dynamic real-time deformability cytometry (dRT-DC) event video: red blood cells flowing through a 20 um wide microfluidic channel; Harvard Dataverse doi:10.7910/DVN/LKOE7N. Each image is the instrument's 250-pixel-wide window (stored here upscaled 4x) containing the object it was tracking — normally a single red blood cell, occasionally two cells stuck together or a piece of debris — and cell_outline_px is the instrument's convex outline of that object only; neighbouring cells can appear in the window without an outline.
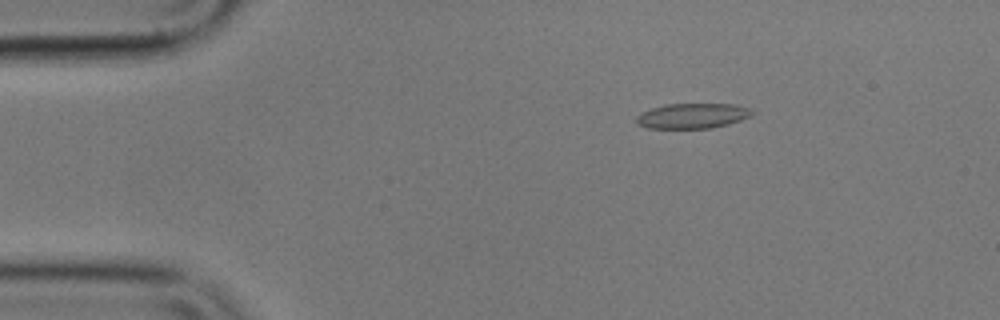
{"species": "common noctule bat (a hibernating species)", "species_latin": "Nyctalus noctula", "temperature_condition": "cold", "stored_images_in_passage": 52, "camera_frame_rate_fps": 3000, "um_per_image_px": 0.085, "animal": {"sex": "male", "body_mass_g": 17.9}, "frame": {"image": 1, "passage_image": 5, "time_ms": 1.333, "image_size_px": [1000, 320], "cell_outline_px": [[756, 112], [752, 116], [728, 124], [712, 128], [648, 128], [636, 124], [636, 116], [652, 108], [664, 104], [736, 104], [752, 108]], "centroid_in_image_um": [58.91, 9.84], "position_along_channel_um": 26.1, "area_um2": 17.11}}
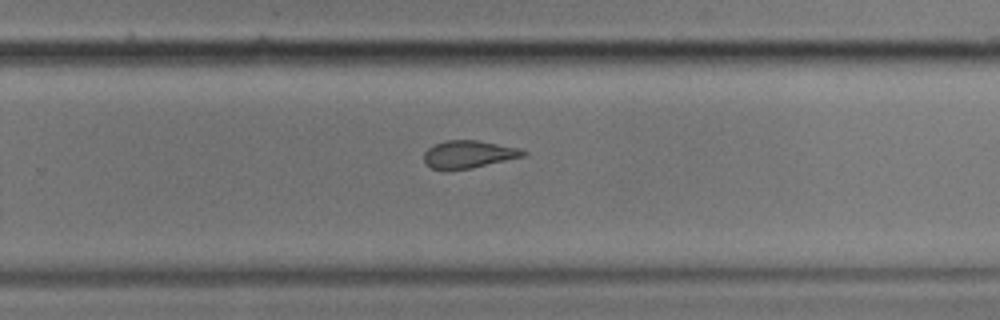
{"frame": {"image": 2, "passage_image": 32, "time_ms": 10.333, "image_size_px": [1000, 320], "cell_outline_px": [[528, 156], [472, 168], [444, 172], [432, 168], [424, 164], [424, 152], [428, 148], [444, 140], [476, 140], [520, 148], [528, 152]], "centroid_in_image_um": [39.83, 13.14], "position_along_channel_um": 290.0, "area_um2": 16.47}}
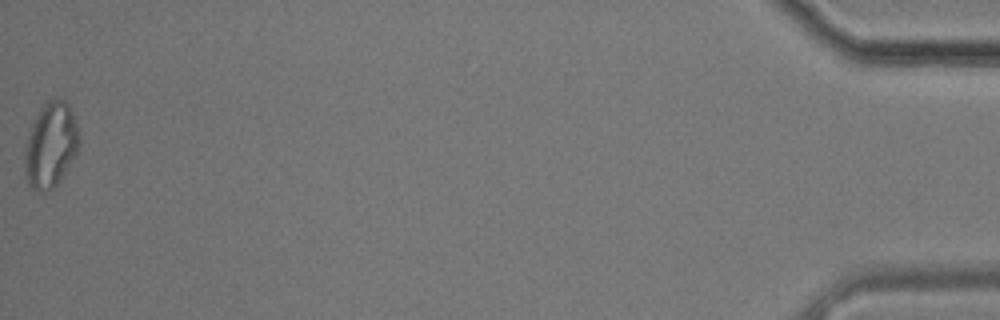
{"frame": {"image": 3, "passage_image": 52, "time_ms": 17.0, "image_size_px": [1000, 320], "cell_outline_px": [[80, 140], [76, 152], [60, 180], [52, 188], [44, 192], [36, 192], [28, 184], [24, 168], [24, 152], [28, 136], [32, 124], [40, 108], [48, 100], [64, 100], [68, 104], [72, 112], [80, 132]], "centroid_in_image_um": [4.3, 12.35], "position_along_channel_um": 430.9, "area_um2": 26.76}, "authors_computed_cell_mechanics": {"area_um2": 17.1088, "velocity_mm_per_s": 3.573, "shape_relaxation_time_tau1_ms": null, "shape_relaxation_time_tau2_ms": 2.34, "deformation_change_tau1": null, "deformation_change_tau2": 0.0949}}